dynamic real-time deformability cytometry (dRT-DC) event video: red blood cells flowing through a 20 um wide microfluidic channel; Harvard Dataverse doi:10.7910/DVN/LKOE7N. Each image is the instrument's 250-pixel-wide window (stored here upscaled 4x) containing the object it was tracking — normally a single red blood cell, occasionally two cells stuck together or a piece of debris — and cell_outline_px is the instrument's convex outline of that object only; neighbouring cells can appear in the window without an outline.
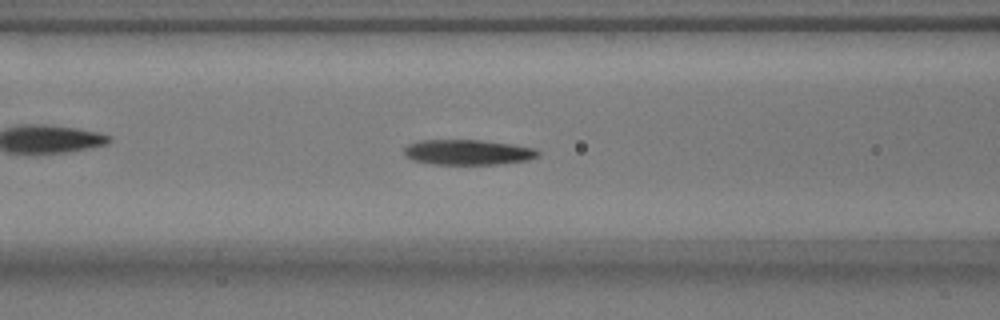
{"species": "common noctule bat (a hibernating species)", "species_latin": "Nyctalus noctula", "temperature_condition": "warm", "stored_images_in_passage": 51, "camera_frame_rate_fps": 3000, "um_per_image_px": 0.085, "animal": {"sex": "male", "body_mass_g": 17.9}, "frame": {"image": 1, "passage_image": 21, "time_ms": 6.667, "image_size_px": [1000, 320], "cell_outline_px": [[540, 156], [528, 160], [500, 164], [432, 164], [412, 160], [404, 156], [404, 148], [408, 144], [420, 140], [480, 140], [512, 144], [536, 148], [540, 152]], "centroid_in_image_um": [39.78, 12.94], "position_along_channel_um": 126.8, "area_um2": 19.88}}
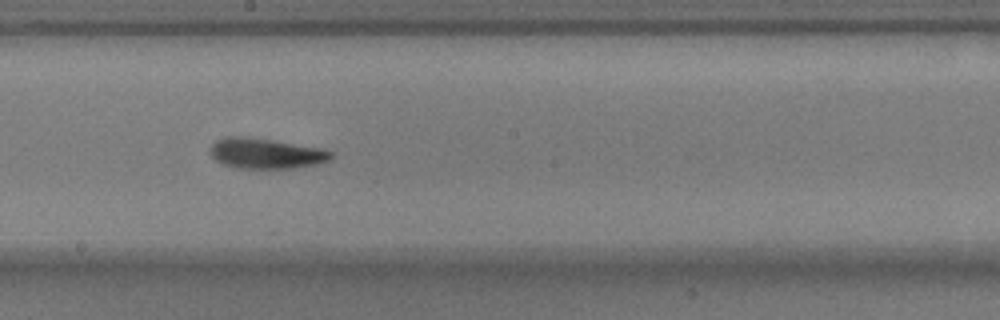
{"frame": {"image": 2, "passage_image": 29, "time_ms": 9.333, "image_size_px": [1000, 320], "cell_outline_px": [[332, 160], [316, 164], [296, 168], [236, 168], [220, 164], [208, 152], [208, 148], [216, 140], [228, 136], [248, 136], [320, 148], [332, 152]], "centroid_in_image_um": [22.54, 13.04], "position_along_channel_um": 225.7, "area_um2": 21.62}}
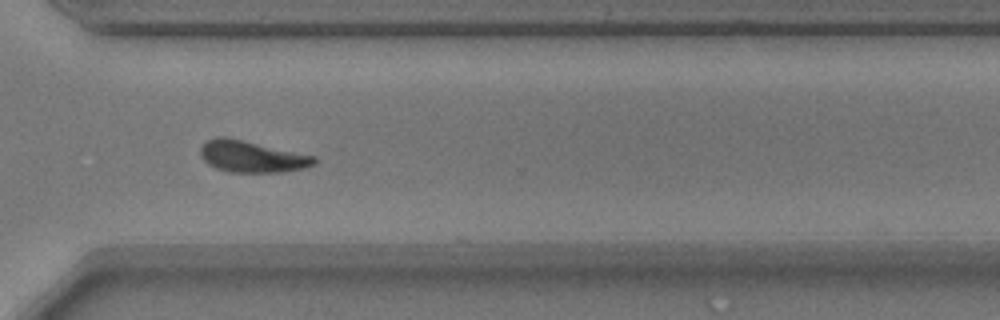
{"frame": {"image": 3, "passage_image": 39, "time_ms": 12.667, "image_size_px": [1000, 320], "cell_outline_px": [[316, 164], [304, 168], [284, 172], [228, 172], [216, 168], [208, 164], [200, 156], [200, 148], [208, 140], [216, 136], [224, 136], [316, 156]], "centroid_in_image_um": [21.4, 13.31], "position_along_channel_um": 349.2, "area_um2": 20.92}, "authors_computed_cell_mechanics": {"area_um2": 20.519, "velocity_mm_per_s": 3.7122, "shape_relaxation_time_tau1_ms": 5.6161, "shape_relaxation_time_tau2_ms": 3.4621, "deformation_change_tau1": 0.1927, "deformation_change_tau2": 0.1278}}